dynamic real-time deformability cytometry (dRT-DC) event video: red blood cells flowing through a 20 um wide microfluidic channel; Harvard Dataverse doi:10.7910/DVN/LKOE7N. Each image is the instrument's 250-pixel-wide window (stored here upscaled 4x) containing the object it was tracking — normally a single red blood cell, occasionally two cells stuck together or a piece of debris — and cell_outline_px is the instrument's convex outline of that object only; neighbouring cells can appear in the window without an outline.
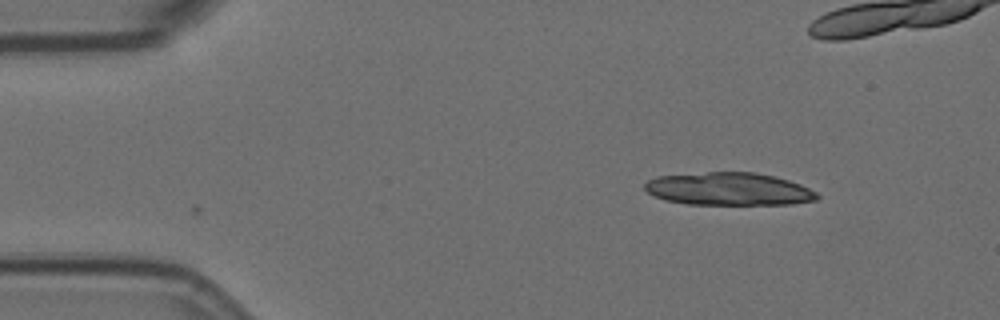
{"species": "Egyptian fruit bat (a non-hibernating species)", "species_latin": "Rousettus aegyptiacus", "temperature_condition": "room temperature", "stored_images_in_passage": 2, "camera_frame_rate_fps": 3000, "um_per_image_px": 0.085, "animal": {"sex": "female"}, "frame": {"image": 1, "passage_image": 2, "time_ms": 0.333, "image_size_px": [1000, 320], "cell_outline_px": [[820, 196], [816, 200], [792, 204], [688, 204], [664, 200], [648, 192], [644, 188], [644, 184], [648, 180], [656, 176], [708, 172], [756, 172], [776, 176], [800, 184], [816, 192]], "centroid_in_image_um": [61.95, 16.06], "position_along_channel_um": 23.1, "area_um2": 32.95}}